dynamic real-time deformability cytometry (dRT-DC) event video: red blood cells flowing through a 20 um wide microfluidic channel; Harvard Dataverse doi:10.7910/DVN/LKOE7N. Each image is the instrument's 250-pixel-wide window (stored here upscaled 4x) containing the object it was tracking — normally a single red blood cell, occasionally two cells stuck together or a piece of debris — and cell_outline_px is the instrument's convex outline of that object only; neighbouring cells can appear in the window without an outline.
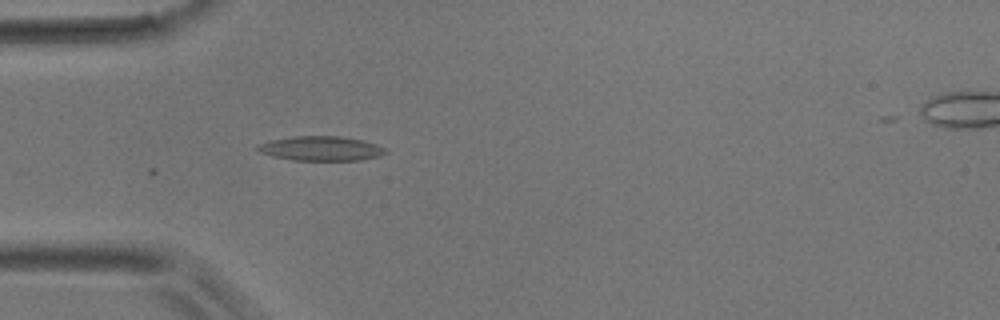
{"species": "common noctule bat (a hibernating species)", "species_latin": "Nyctalus noctula", "temperature_condition": "room temperature", "stored_images_in_passage": 7, "camera_frame_rate_fps": 3000, "um_per_image_px": 0.085, "animal": {"sex": "male", "body_mass_g": 17.9}, "frame": {"image": 1, "passage_image": 2, "time_ms": 0.333, "image_size_px": [1000, 320], "cell_outline_px": [[388, 152], [380, 156], [360, 160], [292, 160], [272, 156], [260, 152], [256, 148], [260, 144], [272, 140], [292, 136], [340, 136], [364, 140], [376, 144], [384, 148]], "centroid_in_image_um": [27.31, 12.62], "position_along_channel_um": 57.7, "area_um2": 18.21}}
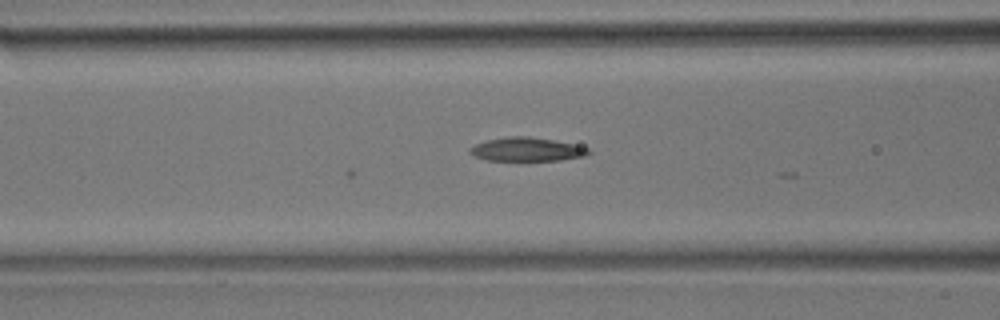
{"frame": {"image": 2, "passage_image": 7, "time_ms": 2.0, "image_size_px": [1000, 320], "cell_outline_px": [[592, 152], [584, 156], [560, 160], [488, 160], [472, 156], [468, 152], [468, 148], [476, 144], [488, 140], [508, 136], [528, 136], [552, 140], [572, 144], [588, 148]], "centroid_in_image_um": [44.73, 12.7], "position_along_channel_um": 121.9, "area_um2": 16.24}}